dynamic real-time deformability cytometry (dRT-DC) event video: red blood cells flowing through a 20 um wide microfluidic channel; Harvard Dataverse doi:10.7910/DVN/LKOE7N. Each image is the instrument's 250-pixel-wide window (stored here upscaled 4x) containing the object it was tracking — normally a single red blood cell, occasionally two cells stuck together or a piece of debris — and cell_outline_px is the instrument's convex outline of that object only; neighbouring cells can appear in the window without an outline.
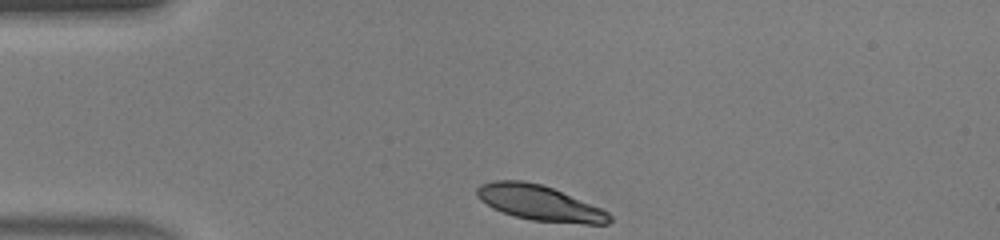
{"species": "human", "species_latin": "Homo sapiens", "temperature_condition": "warm", "stored_images_in_passage": 29, "camera_frame_rate_fps": 3000, "um_per_image_px": 0.085, "donor": {"sex": "male"}, "frame": {"image": 1, "passage_image": 1, "time_ms": 0.0, "image_size_px": [1000, 240], "cell_outline_px": [[612, 220], [608, 224], [584, 224], [532, 220], [516, 216], [492, 208], [480, 200], [476, 196], [476, 188], [480, 184], [492, 180], [524, 180], [540, 184], [552, 188], [600, 208], [608, 212], [612, 216]], "centroid_in_image_um": [45.83, 17.24], "position_along_channel_um": 39.2, "area_um2": 27.11}}
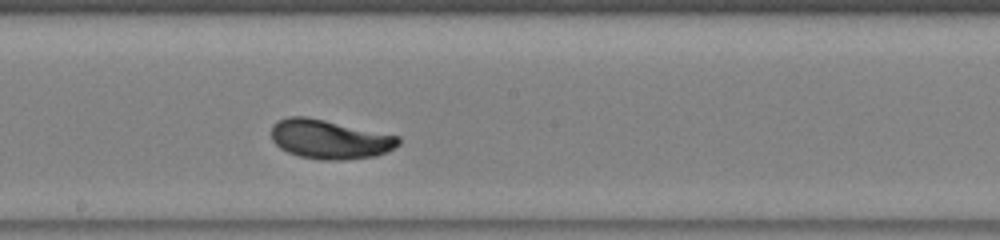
{"frame": {"image": 2, "passage_image": 16, "time_ms": 5.0, "image_size_px": [1000, 240], "cell_outline_px": [[400, 144], [388, 152], [376, 156], [344, 160], [320, 160], [300, 156], [288, 152], [280, 148], [272, 140], [272, 124], [288, 116], [308, 116], [400, 136]], "centroid_in_image_um": [28.05, 11.84], "position_along_channel_um": 220.2, "area_um2": 29.25}}
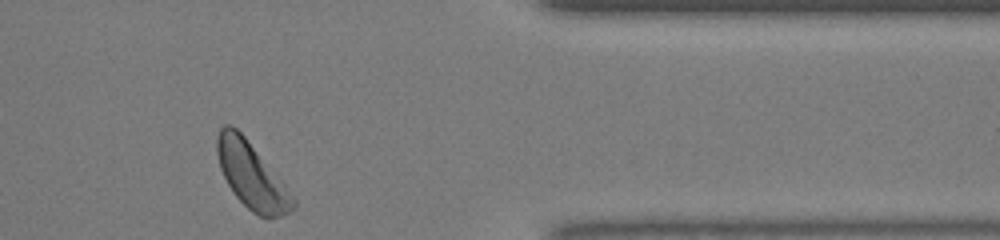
{"frame": {"image": 3, "passage_image": 29, "time_ms": 9.333, "image_size_px": [1000, 240], "cell_outline_px": [[296, 204], [288, 212], [280, 216], [268, 220], [256, 216], [236, 196], [228, 184], [220, 168], [216, 152], [216, 136], [220, 128], [224, 124], [228, 124], [236, 128], [244, 136], [276, 172], [296, 200]], "centroid_in_image_um": [21.39, 14.93], "position_along_channel_um": 390.0, "area_um2": 29.3}, "authors_computed_cell_mechanics": {"area_um2": 28.4376, "velocity_mm_per_s": 4.3744, "shape_relaxation_time_tau1_ms": 2.9936, "shape_relaxation_time_tau2_ms": 4.1172, "deformation_change_tau1": 0.1594, "deformation_change_tau2": 0.0576}}